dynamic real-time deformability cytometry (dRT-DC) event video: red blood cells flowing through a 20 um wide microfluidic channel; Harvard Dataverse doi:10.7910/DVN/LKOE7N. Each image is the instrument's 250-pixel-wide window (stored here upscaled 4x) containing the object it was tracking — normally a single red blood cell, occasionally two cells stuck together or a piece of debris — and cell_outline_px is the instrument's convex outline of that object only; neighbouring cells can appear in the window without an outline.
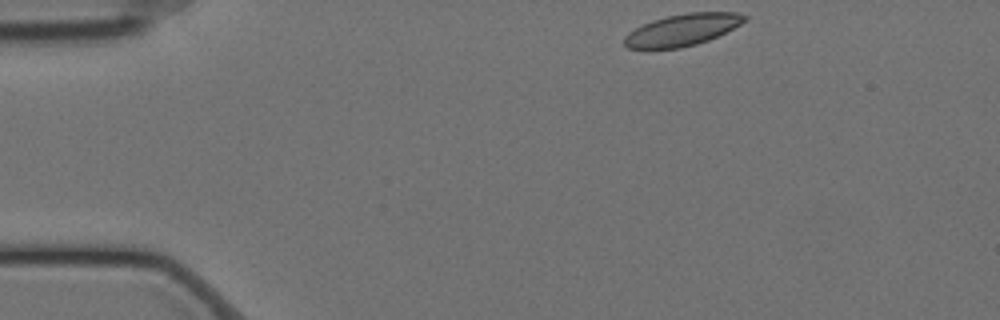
{"species": "Egyptian fruit bat (a non-hibernating species)", "species_latin": "Rousettus aegyptiacus", "temperature_condition": "cold", "stored_images_in_passage": 50, "camera_frame_rate_fps": 3000, "um_per_image_px": 0.085, "animal": {"sex": "female"}, "frame": {"image": 1, "passage_image": 1, "time_ms": 0.0, "image_size_px": [1000, 320], "cell_outline_px": [[748, 20], [708, 40], [696, 44], [680, 48], [628, 48], [624, 44], [624, 36], [628, 32], [652, 20], [668, 16], [688, 12], [736, 12], [748, 16]], "centroid_in_image_um": [58.01, 2.53], "position_along_channel_um": 27.0, "area_um2": 22.02}}
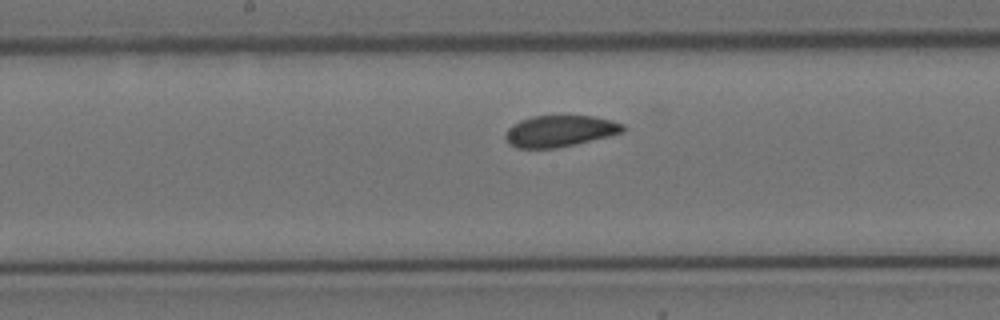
{"frame": {"image": 2, "passage_image": 22, "time_ms": 7.0, "image_size_px": [1000, 320], "cell_outline_px": [[624, 132], [576, 144], [556, 148], [516, 148], [508, 144], [504, 136], [508, 128], [512, 124], [520, 120], [532, 116], [592, 116], [612, 120], [624, 124]], "centroid_in_image_um": [47.56, 11.14], "position_along_channel_um": 200.6, "area_um2": 21.56}}
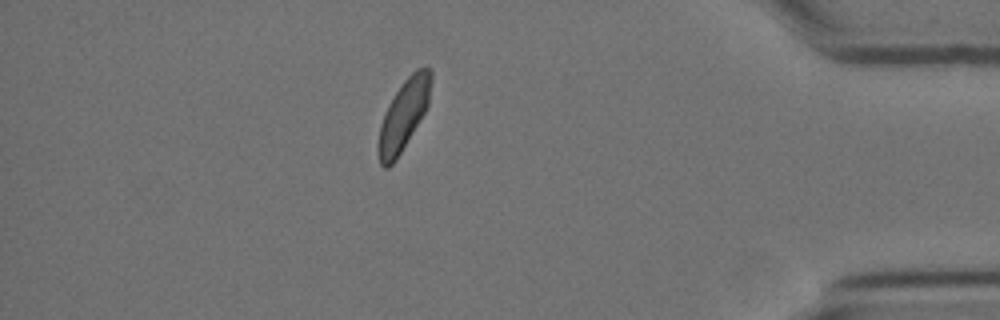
{"frame": {"image": 3, "passage_image": 43, "time_ms": 14.0, "image_size_px": [1000, 320], "cell_outline_px": [[432, 76], [428, 104], [424, 112], [396, 160], [388, 168], [384, 168], [380, 164], [376, 148], [380, 124], [384, 112], [388, 104], [404, 80], [416, 68], [428, 68], [432, 72]], "centroid_in_image_um": [34.26, 9.8], "position_along_channel_um": 400.9, "area_um2": 21.44}, "authors_computed_cell_mechanics": {"area_um2": 22.1663, "velocity_mm_per_s": 3.4287, "shape_relaxation_time_tau1_ms": 2.6686, "shape_relaxation_time_tau2_ms": 2.213, "deformation_change_tau1": 0.0879, "deformation_change_tau2": 0.0566}}